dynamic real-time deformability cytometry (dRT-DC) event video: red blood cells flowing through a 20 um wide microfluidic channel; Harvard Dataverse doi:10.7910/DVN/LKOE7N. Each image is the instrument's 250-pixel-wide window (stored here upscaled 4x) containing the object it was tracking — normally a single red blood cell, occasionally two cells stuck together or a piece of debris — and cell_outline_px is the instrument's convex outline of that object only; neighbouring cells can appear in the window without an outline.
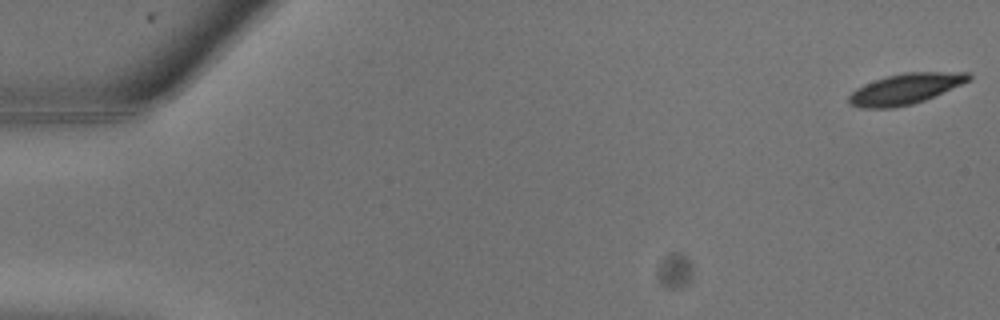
{"species": "common noctule bat (a hibernating species)", "species_latin": "Nyctalus noctula", "temperature_condition": "warm", "stored_images_in_passage": 10, "camera_frame_rate_fps": 3000, "um_per_image_px": 0.085, "animal": {"sex": "male", "body_mass_g": 13.3}, "frame": {"image": 1, "passage_image": 1, "time_ms": 0.0, "image_size_px": [1000, 320], "cell_outline_px": [[972, 80], [924, 100], [912, 104], [892, 108], [860, 108], [848, 104], [848, 96], [856, 88], [864, 84], [888, 76], [904, 72], [968, 72], [972, 76]], "centroid_in_image_um": [76.95, 7.55], "position_along_channel_um": 8.0, "area_um2": 21.39}}
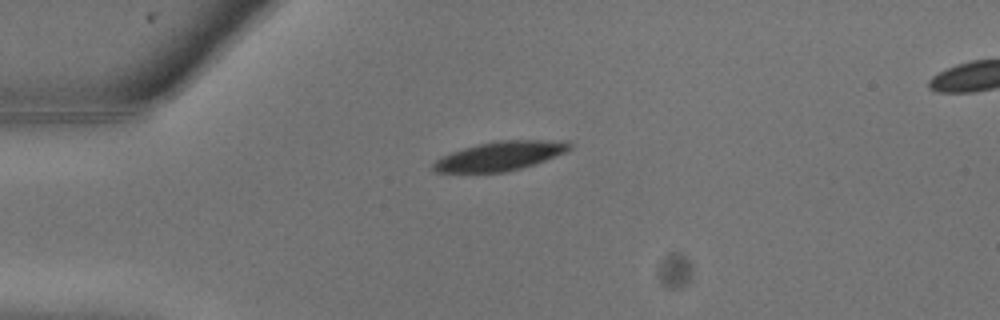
{"frame": {"image": 2, "passage_image": 7, "time_ms": 2.0, "image_size_px": [1000, 320], "cell_outline_px": [[572, 148], [564, 152], [544, 160], [520, 168], [504, 172], [432, 172], [432, 164], [440, 156], [464, 148], [496, 140], [568, 140], [572, 144]], "centroid_in_image_um": [42.49, 13.25], "position_along_channel_um": 42.5, "area_um2": 22.95}}